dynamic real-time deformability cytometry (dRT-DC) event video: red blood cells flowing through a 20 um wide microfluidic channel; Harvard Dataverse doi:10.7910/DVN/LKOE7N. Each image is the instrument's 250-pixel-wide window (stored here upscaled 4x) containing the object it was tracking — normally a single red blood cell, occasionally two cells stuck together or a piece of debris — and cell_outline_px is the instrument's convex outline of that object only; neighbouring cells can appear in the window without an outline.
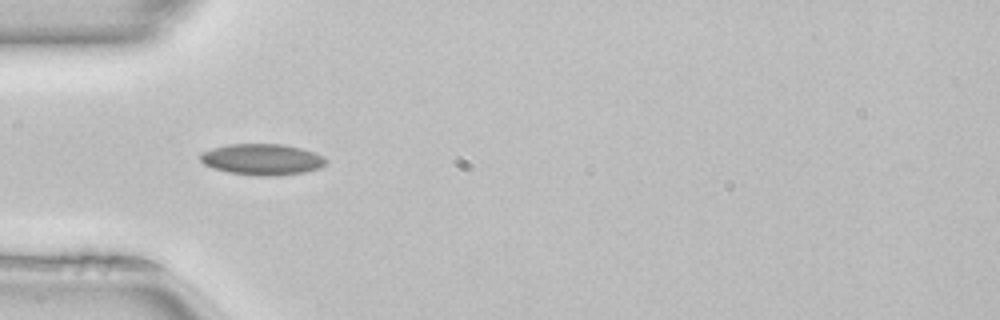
{"species": "common noctule bat (a hibernating species)", "species_latin": "Nyctalus noctula", "temperature_condition": "room temperature", "stored_images_in_passage": 50, "camera_frame_rate_fps": 3000, "um_per_image_px": 0.085, "animal": {"sex": "female", "body_mass_g": 22.7, "forearm_length_mm": 54.2}, "frame": {"image": 1, "passage_image": 15, "time_ms": 4.667, "image_size_px": [1000, 320], "cell_outline_px": [[328, 160], [320, 168], [304, 172], [276, 176], [260, 176], [228, 172], [212, 168], [204, 164], [200, 160], [200, 156], [204, 152], [212, 148], [228, 144], [284, 144], [300, 148], [324, 156]], "centroid_in_image_um": [22.29, 13.55], "position_along_channel_um": 62.7, "area_um2": 22.77}, "authors_computed_cell_mechanics": {"area_um2": 21.3282, "velocity_mm_per_s": 4.0603, "shape_relaxation_time_tau1_ms": null, "shape_relaxation_time_tau2_ms": 1.6384, "deformation_change_tau1": null, "deformation_change_tau2": 0.079}}